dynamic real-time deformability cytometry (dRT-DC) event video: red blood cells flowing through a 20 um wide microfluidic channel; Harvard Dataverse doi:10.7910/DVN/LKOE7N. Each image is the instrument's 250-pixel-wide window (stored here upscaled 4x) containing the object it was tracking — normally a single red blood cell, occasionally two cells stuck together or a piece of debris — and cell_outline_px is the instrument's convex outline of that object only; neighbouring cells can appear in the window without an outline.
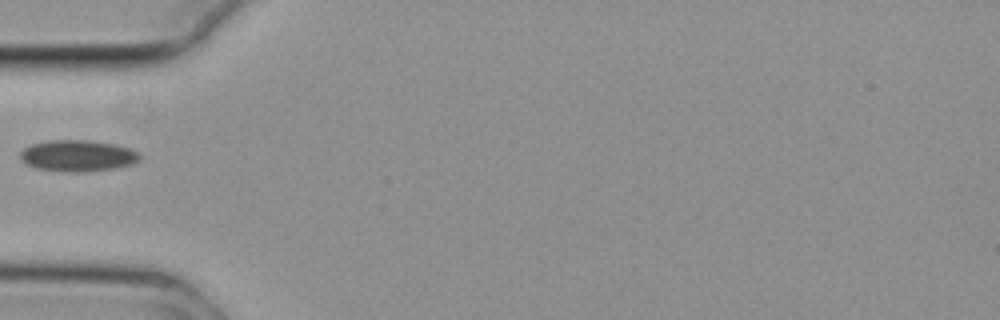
{"species": "common noctule bat (a hibernating species)", "species_latin": "Nyctalus noctula", "temperature_condition": "cold", "stored_images_in_passage": 8, "camera_frame_rate_fps": 3000, "um_per_image_px": 0.085, "animal": {"sex": "female", "body_mass_g": 29.2, "forearm_length_mm": 56.3}, "frame": {"image": 1, "passage_image": 1, "time_ms": 0.0, "image_size_px": [1000, 320], "cell_outline_px": [[140, 160], [132, 164], [116, 168], [84, 172], [64, 172], [36, 168], [24, 164], [20, 160], [20, 152], [24, 148], [32, 144], [44, 140], [92, 140], [116, 144], [132, 148], [140, 152]], "centroid_in_image_um": [6.61, 13.23], "position_along_channel_um": 78.4, "area_um2": 22.37}}
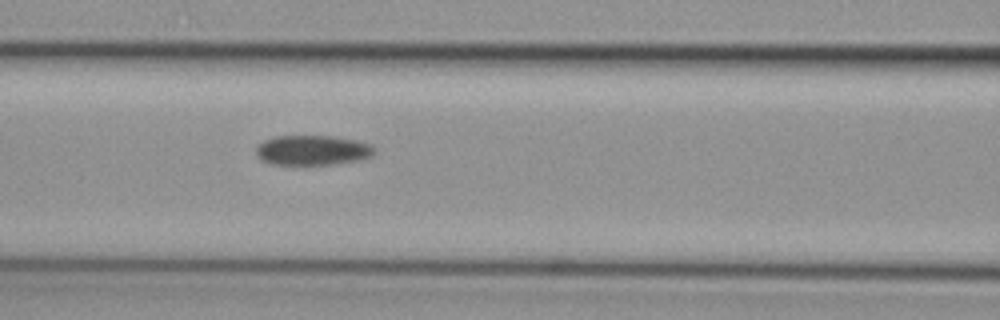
{"frame": {"image": 2, "passage_image": 6, "time_ms": 1.667, "image_size_px": [1000, 320], "cell_outline_px": [[512, 212], [396, 216], [380, 212], [380, 208], [396, 200], [504, 200], [512, 208]], "centroid_in_image_um": [37.79, 17.62], "position_along_channel_um": 128.8, "area_um2": 12.66}}